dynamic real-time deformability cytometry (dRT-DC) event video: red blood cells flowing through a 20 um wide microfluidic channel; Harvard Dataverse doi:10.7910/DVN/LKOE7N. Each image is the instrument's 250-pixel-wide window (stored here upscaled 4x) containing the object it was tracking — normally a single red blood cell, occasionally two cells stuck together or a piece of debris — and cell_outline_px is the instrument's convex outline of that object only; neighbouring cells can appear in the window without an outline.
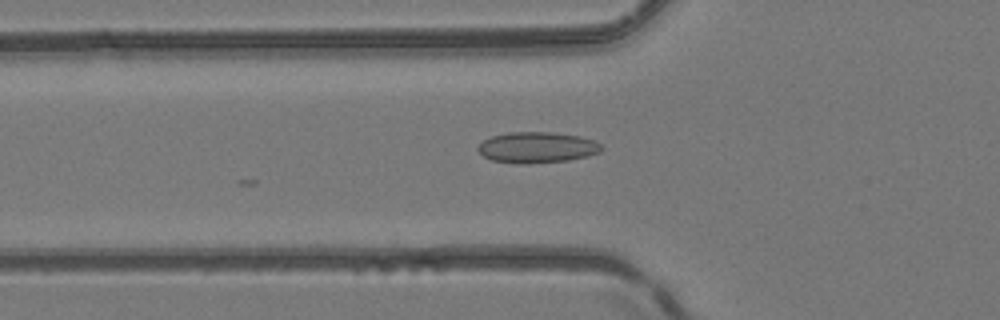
{"species": "common noctule bat (a hibernating species)", "species_latin": "Nyctalus noctula", "temperature_condition": "room temperature", "stored_images_in_passage": 14, "camera_frame_rate_fps": 3000, "um_per_image_px": 0.085, "animal": {"sex": "female", "body_mass_g": 24.6, "forearm_length_mm": 56.2}, "frame": {"image": 1, "passage_image": 4, "time_ms": 1.0, "image_size_px": [1000, 320], "cell_outline_px": [[604, 148], [600, 152], [588, 156], [568, 160], [528, 164], [516, 164], [492, 160], [484, 156], [476, 148], [484, 140], [492, 136], [508, 132], [552, 132], [580, 136], [592, 140], [600, 144]], "centroid_in_image_um": [45.65, 12.53], "position_along_channel_um": 80.1, "area_um2": 22.31}}
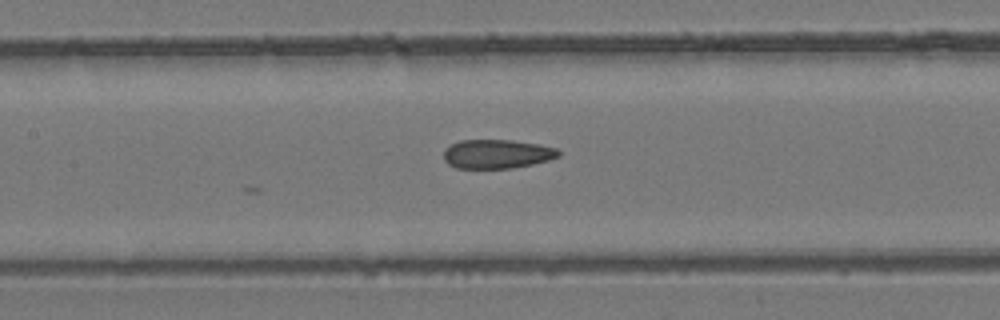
{"frame": {"image": 2, "passage_image": 10, "time_ms": 3.0, "image_size_px": [1000, 320], "cell_outline_px": [[560, 156], [548, 160], [532, 164], [512, 168], [456, 168], [448, 164], [444, 160], [444, 148], [460, 140], [512, 140], [540, 144], [556, 148], [560, 152]], "centroid_in_image_um": [42.24, 13.08], "position_along_channel_um": 165.2, "area_um2": 19.48}}
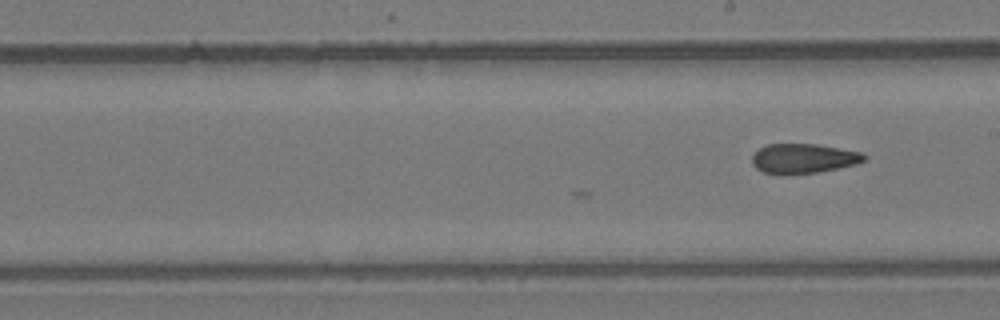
{"frame": {"image": 3, "passage_image": 14, "time_ms": 4.333, "image_size_px": [1000, 320], "cell_outline_px": [[868, 156], [864, 160], [856, 164], [816, 172], [784, 176], [764, 172], [756, 168], [752, 164], [752, 156], [760, 148], [768, 144], [816, 144], [864, 152]], "centroid_in_image_um": [68.29, 13.48], "position_along_channel_um": 220.7, "area_um2": 19.54}}